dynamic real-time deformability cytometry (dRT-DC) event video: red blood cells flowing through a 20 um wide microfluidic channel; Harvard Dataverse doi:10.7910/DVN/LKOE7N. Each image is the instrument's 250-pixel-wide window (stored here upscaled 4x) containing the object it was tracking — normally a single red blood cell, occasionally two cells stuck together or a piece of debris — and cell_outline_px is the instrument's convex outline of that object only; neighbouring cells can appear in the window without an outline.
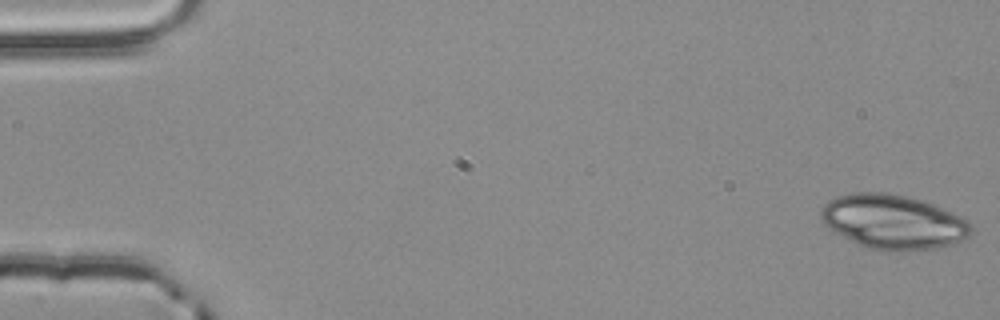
{"species": "common noctule bat (a hibernating species)", "species_latin": "Nyctalus noctula", "temperature_condition": "room temperature", "stored_images_in_passage": 54, "camera_frame_rate_fps": 3000, "um_per_image_px": 0.085, "animal": {"sex": "male", "body_mass_g": 20.4}, "frame": {"image": 1, "passage_image": 1, "time_ms": 0.0, "image_size_px": [1000, 320], "cell_outline_px": [[972, 232], [964, 240], [952, 244], [936, 248], [904, 252], [884, 252], [864, 248], [824, 224], [820, 216], [820, 208], [828, 200], [836, 196], [852, 192], [884, 192], [904, 196], [920, 200], [944, 208], [968, 220], [972, 228]], "centroid_in_image_um": [75.92, 18.88], "position_along_channel_um": 9.1, "area_um2": 48.03}}
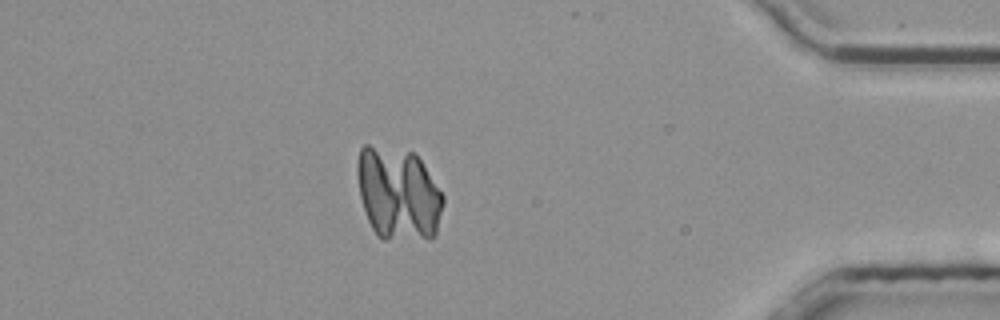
{"frame": {"image": 2, "passage_image": 47, "time_ms": 15.333, "image_size_px": [1000, 320], "cell_outline_px": [[444, 204], [436, 236], [432, 240], [380, 240], [376, 236], [368, 220], [360, 196], [356, 168], [356, 164], [360, 148], [364, 144], [368, 144], [412, 152], [420, 160], [444, 196]], "centroid_in_image_um": [33.85, 16.52], "position_along_channel_um": 401.3, "area_um2": 47.28}}